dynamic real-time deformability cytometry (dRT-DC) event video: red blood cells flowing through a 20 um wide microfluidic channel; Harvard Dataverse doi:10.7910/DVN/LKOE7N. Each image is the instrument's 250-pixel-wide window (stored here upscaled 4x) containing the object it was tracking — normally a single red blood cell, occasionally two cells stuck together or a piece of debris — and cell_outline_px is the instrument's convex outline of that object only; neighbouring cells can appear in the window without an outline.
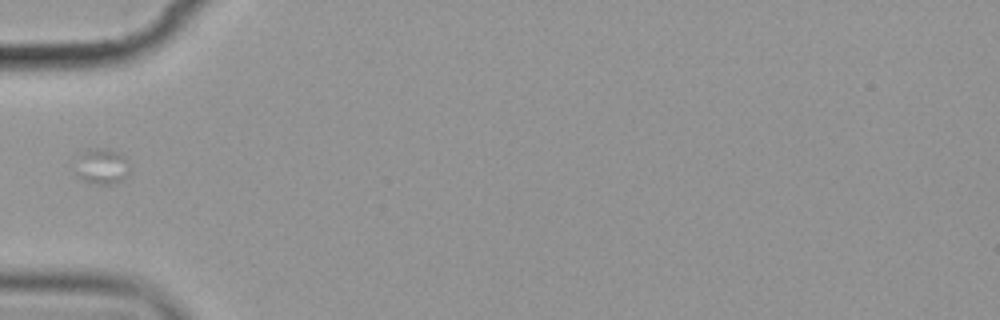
{"species": "common noctule bat (a hibernating species)", "species_latin": "Nyctalus noctula", "temperature_condition": "cold", "stored_images_in_passage": 3, "camera_frame_rate_fps": 3000, "um_per_image_px": 0.085, "animal": {"sex": "female", "body_mass_g": 19.9}, "frame": {"image": 1, "passage_image": 2, "time_ms": 1.0, "image_size_px": [1000, 320], "cell_outline_px": [[128, 172], [116, 184], [96, 184], [84, 180], [76, 172], [80, 156], [84, 152], [96, 148], [108, 148], [124, 156], [128, 168]], "centroid_in_image_um": [8.68, 14.15], "position_along_channel_um": 76.3, "area_um2": 10.69}}